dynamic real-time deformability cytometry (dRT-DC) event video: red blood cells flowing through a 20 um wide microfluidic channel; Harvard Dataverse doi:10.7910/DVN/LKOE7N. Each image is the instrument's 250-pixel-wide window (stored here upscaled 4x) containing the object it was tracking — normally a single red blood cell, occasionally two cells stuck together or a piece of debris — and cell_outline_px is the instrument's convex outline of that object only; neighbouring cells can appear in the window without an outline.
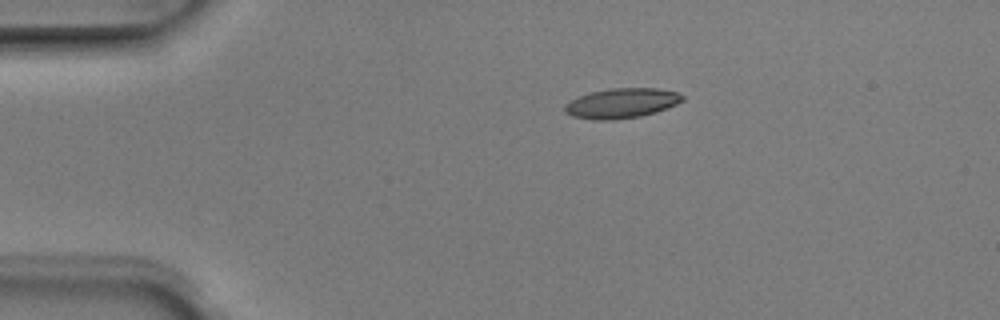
{"species": "Egyptian fruit bat (a non-hibernating species)", "species_latin": "Rousettus aegyptiacus", "temperature_condition": "room temperature", "stored_images_in_passage": 3, "camera_frame_rate_fps": 3000, "um_per_image_px": 0.085, "animal": {"sex": "male"}, "frame": {"image": 1, "passage_image": 1, "time_ms": 0.0, "image_size_px": [1000, 320], "cell_outline_px": [[684, 100], [676, 104], [656, 112], [640, 116], [612, 120], [592, 120], [572, 116], [564, 112], [564, 104], [580, 96], [592, 92], [612, 88], [656, 88], [676, 92], [684, 96]], "centroid_in_image_um": [52.82, 8.78], "position_along_channel_um": 32.2, "area_um2": 20.4}}
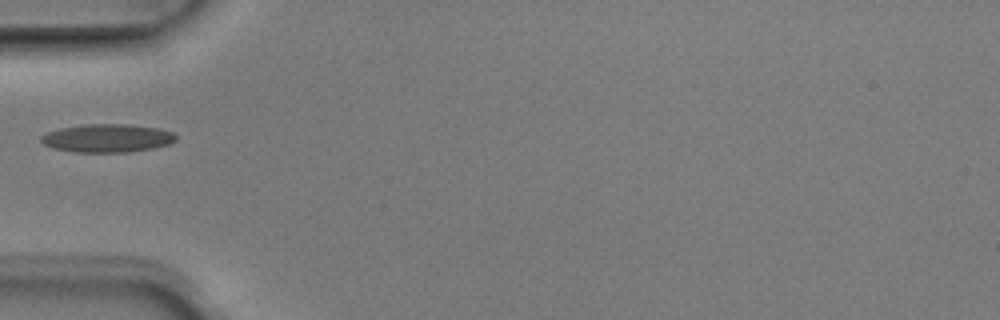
{"frame": {"image": 2, "passage_image": 3, "time_ms": 0.667, "image_size_px": [1000, 320], "cell_outline_px": [[176, 140], [172, 144], [152, 148], [128, 152], [72, 152], [52, 148], [44, 144], [40, 140], [40, 136], [48, 132], [60, 128], [80, 124], [128, 124], [160, 128], [172, 132], [176, 136]], "centroid_in_image_um": [9.12, 11.74], "position_along_channel_um": 75.9, "area_um2": 22.43}}